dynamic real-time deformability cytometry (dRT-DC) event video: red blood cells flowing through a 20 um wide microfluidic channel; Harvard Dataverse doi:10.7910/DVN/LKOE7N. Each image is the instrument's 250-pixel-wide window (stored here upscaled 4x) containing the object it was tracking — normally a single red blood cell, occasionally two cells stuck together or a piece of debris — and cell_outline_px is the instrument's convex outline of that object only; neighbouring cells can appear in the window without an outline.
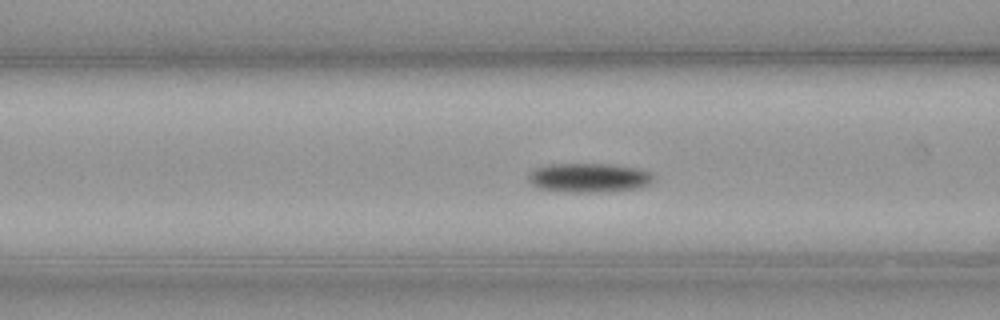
{"species": "common noctule bat (a hibernating species)", "species_latin": "Nyctalus noctula", "temperature_condition": "cold", "stored_images_in_passage": 48, "camera_frame_rate_fps": 3000, "um_per_image_px": 0.085, "animal": {"sex": "male", "body_mass_g": 23.1, "forearm_length_mm": 52.7}, "frame": {"image": 1, "passage_image": 12, "time_ms": 3.667, "image_size_px": [1000, 320], "cell_outline_px": [[652, 180], [648, 184], [640, 188], [608, 192], [568, 192], [536, 188], [528, 180], [528, 172], [536, 168], [552, 164], [612, 164], [636, 168], [648, 172], [652, 176]], "centroid_in_image_um": [50.02, 15.12], "position_along_channel_um": 116.6, "area_um2": 21.33}}
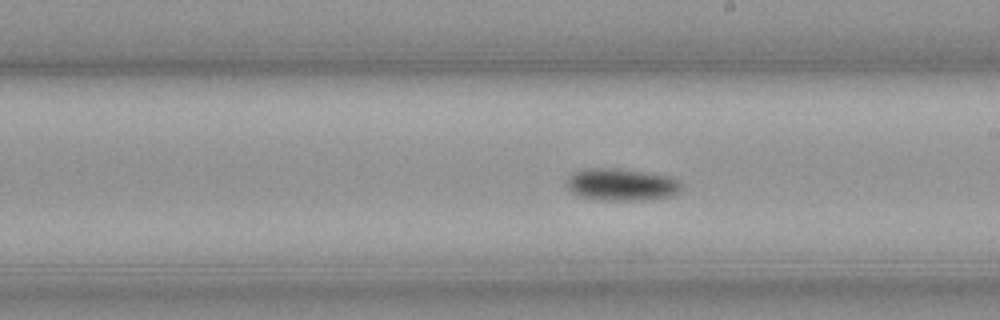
{"frame": {"image": 2, "passage_image": 22, "time_ms": 7.0, "image_size_px": [1000, 320], "cell_outline_px": [[680, 192], [672, 196], [648, 200], [592, 200], [580, 196], [572, 192], [568, 188], [568, 180], [572, 172], [592, 168], [616, 168], [668, 176], [676, 180], [680, 184]], "centroid_in_image_um": [52.81, 15.71], "position_along_channel_um": 236.2, "area_um2": 21.39}}
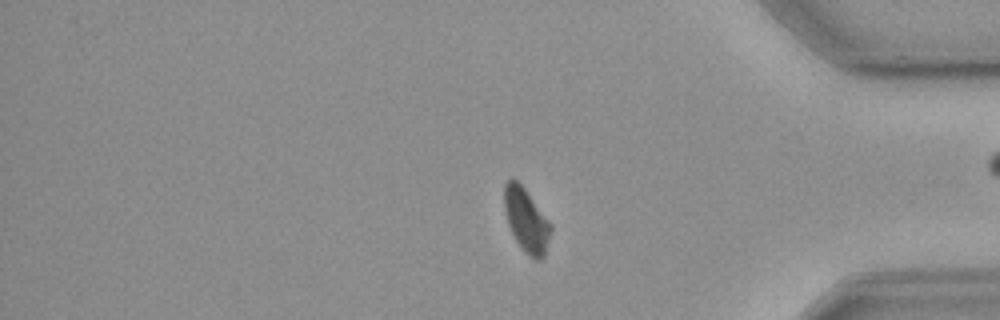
{"frame": {"image": 3, "passage_image": 37, "time_ms": 12.0, "image_size_px": [1000, 320], "cell_outline_px": [[552, 228], [544, 256], [540, 260], [536, 260], [528, 256], [524, 252], [516, 240], [508, 224], [504, 208], [504, 188], [508, 180], [516, 180], [524, 188], [552, 224]], "centroid_in_image_um": [44.75, 18.75], "position_along_channel_um": 390.5, "area_um2": 17.05}, "authors_computed_cell_mechanics": {"area_um2": 19.4786, "velocity_mm_per_s": 3.5878, "shape_relaxation_time_tau1_ms": 2.2477, "shape_relaxation_time_tau2_ms": null, "deformation_change_tau1": 0.0927, "deformation_change_tau2": null}}